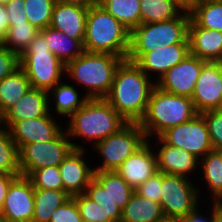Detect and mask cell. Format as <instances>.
I'll return each mask as SVG.
<instances>
[{
    "instance_id": "cell-44",
    "label": "cell",
    "mask_w": 222,
    "mask_h": 222,
    "mask_svg": "<svg viewBox=\"0 0 222 222\" xmlns=\"http://www.w3.org/2000/svg\"><path fill=\"white\" fill-rule=\"evenodd\" d=\"M19 175L21 174L0 173V212L11 182Z\"/></svg>"
},
{
    "instance_id": "cell-6",
    "label": "cell",
    "mask_w": 222,
    "mask_h": 222,
    "mask_svg": "<svg viewBox=\"0 0 222 222\" xmlns=\"http://www.w3.org/2000/svg\"><path fill=\"white\" fill-rule=\"evenodd\" d=\"M19 64L31 87L45 91L61 82L65 74V64L50 51L40 32L19 57Z\"/></svg>"
},
{
    "instance_id": "cell-52",
    "label": "cell",
    "mask_w": 222,
    "mask_h": 222,
    "mask_svg": "<svg viewBox=\"0 0 222 222\" xmlns=\"http://www.w3.org/2000/svg\"><path fill=\"white\" fill-rule=\"evenodd\" d=\"M11 0H0L1 5H6Z\"/></svg>"
},
{
    "instance_id": "cell-35",
    "label": "cell",
    "mask_w": 222,
    "mask_h": 222,
    "mask_svg": "<svg viewBox=\"0 0 222 222\" xmlns=\"http://www.w3.org/2000/svg\"><path fill=\"white\" fill-rule=\"evenodd\" d=\"M56 2L57 0H25L28 22L39 30L50 27Z\"/></svg>"
},
{
    "instance_id": "cell-42",
    "label": "cell",
    "mask_w": 222,
    "mask_h": 222,
    "mask_svg": "<svg viewBox=\"0 0 222 222\" xmlns=\"http://www.w3.org/2000/svg\"><path fill=\"white\" fill-rule=\"evenodd\" d=\"M19 67V56L0 44V81Z\"/></svg>"
},
{
    "instance_id": "cell-50",
    "label": "cell",
    "mask_w": 222,
    "mask_h": 222,
    "mask_svg": "<svg viewBox=\"0 0 222 222\" xmlns=\"http://www.w3.org/2000/svg\"><path fill=\"white\" fill-rule=\"evenodd\" d=\"M157 222H183L182 219L172 218V217H163Z\"/></svg>"
},
{
    "instance_id": "cell-23",
    "label": "cell",
    "mask_w": 222,
    "mask_h": 222,
    "mask_svg": "<svg viewBox=\"0 0 222 222\" xmlns=\"http://www.w3.org/2000/svg\"><path fill=\"white\" fill-rule=\"evenodd\" d=\"M163 217L160 203L141 197L134 191L122 210L120 222H157Z\"/></svg>"
},
{
    "instance_id": "cell-7",
    "label": "cell",
    "mask_w": 222,
    "mask_h": 222,
    "mask_svg": "<svg viewBox=\"0 0 222 222\" xmlns=\"http://www.w3.org/2000/svg\"><path fill=\"white\" fill-rule=\"evenodd\" d=\"M190 13L182 12L174 19L140 24L130 32L128 53H146L176 43H189Z\"/></svg>"
},
{
    "instance_id": "cell-39",
    "label": "cell",
    "mask_w": 222,
    "mask_h": 222,
    "mask_svg": "<svg viewBox=\"0 0 222 222\" xmlns=\"http://www.w3.org/2000/svg\"><path fill=\"white\" fill-rule=\"evenodd\" d=\"M209 132L210 140L214 150L222 149V109L208 110L201 113Z\"/></svg>"
},
{
    "instance_id": "cell-8",
    "label": "cell",
    "mask_w": 222,
    "mask_h": 222,
    "mask_svg": "<svg viewBox=\"0 0 222 222\" xmlns=\"http://www.w3.org/2000/svg\"><path fill=\"white\" fill-rule=\"evenodd\" d=\"M73 149L84 146L72 143L65 131L46 142L22 145L18 149L20 173L28 177L34 170L59 166Z\"/></svg>"
},
{
    "instance_id": "cell-46",
    "label": "cell",
    "mask_w": 222,
    "mask_h": 222,
    "mask_svg": "<svg viewBox=\"0 0 222 222\" xmlns=\"http://www.w3.org/2000/svg\"><path fill=\"white\" fill-rule=\"evenodd\" d=\"M198 206L192 211L189 212L183 219V222H213V208L210 215V218L208 219L207 217L203 216V214L201 215L199 210H198Z\"/></svg>"
},
{
    "instance_id": "cell-28",
    "label": "cell",
    "mask_w": 222,
    "mask_h": 222,
    "mask_svg": "<svg viewBox=\"0 0 222 222\" xmlns=\"http://www.w3.org/2000/svg\"><path fill=\"white\" fill-rule=\"evenodd\" d=\"M99 5L130 32L141 24L140 0H100Z\"/></svg>"
},
{
    "instance_id": "cell-13",
    "label": "cell",
    "mask_w": 222,
    "mask_h": 222,
    "mask_svg": "<svg viewBox=\"0 0 222 222\" xmlns=\"http://www.w3.org/2000/svg\"><path fill=\"white\" fill-rule=\"evenodd\" d=\"M206 62L189 53L181 62L157 78L156 86L175 95L191 97Z\"/></svg>"
},
{
    "instance_id": "cell-21",
    "label": "cell",
    "mask_w": 222,
    "mask_h": 222,
    "mask_svg": "<svg viewBox=\"0 0 222 222\" xmlns=\"http://www.w3.org/2000/svg\"><path fill=\"white\" fill-rule=\"evenodd\" d=\"M88 8L56 2L50 27L59 30L83 45Z\"/></svg>"
},
{
    "instance_id": "cell-22",
    "label": "cell",
    "mask_w": 222,
    "mask_h": 222,
    "mask_svg": "<svg viewBox=\"0 0 222 222\" xmlns=\"http://www.w3.org/2000/svg\"><path fill=\"white\" fill-rule=\"evenodd\" d=\"M157 140L162 144L156 152L158 172L187 177L200 163V159L192 153L168 145L160 137H157Z\"/></svg>"
},
{
    "instance_id": "cell-9",
    "label": "cell",
    "mask_w": 222,
    "mask_h": 222,
    "mask_svg": "<svg viewBox=\"0 0 222 222\" xmlns=\"http://www.w3.org/2000/svg\"><path fill=\"white\" fill-rule=\"evenodd\" d=\"M147 141L145 133L138 123H127L118 132L94 145L96 152L103 157L102 165L93 168L94 172L115 171Z\"/></svg>"
},
{
    "instance_id": "cell-34",
    "label": "cell",
    "mask_w": 222,
    "mask_h": 222,
    "mask_svg": "<svg viewBox=\"0 0 222 222\" xmlns=\"http://www.w3.org/2000/svg\"><path fill=\"white\" fill-rule=\"evenodd\" d=\"M0 173L21 174L18 147L9 130L0 125Z\"/></svg>"
},
{
    "instance_id": "cell-19",
    "label": "cell",
    "mask_w": 222,
    "mask_h": 222,
    "mask_svg": "<svg viewBox=\"0 0 222 222\" xmlns=\"http://www.w3.org/2000/svg\"><path fill=\"white\" fill-rule=\"evenodd\" d=\"M48 91L30 88L27 93L2 116L1 124L7 129L16 121L47 116L50 113Z\"/></svg>"
},
{
    "instance_id": "cell-16",
    "label": "cell",
    "mask_w": 222,
    "mask_h": 222,
    "mask_svg": "<svg viewBox=\"0 0 222 222\" xmlns=\"http://www.w3.org/2000/svg\"><path fill=\"white\" fill-rule=\"evenodd\" d=\"M51 113L33 119L14 122L9 132L18 149L25 144L46 142L57 137L63 130Z\"/></svg>"
},
{
    "instance_id": "cell-12",
    "label": "cell",
    "mask_w": 222,
    "mask_h": 222,
    "mask_svg": "<svg viewBox=\"0 0 222 222\" xmlns=\"http://www.w3.org/2000/svg\"><path fill=\"white\" fill-rule=\"evenodd\" d=\"M34 188L27 176L19 175L10 184L0 219L6 222H32Z\"/></svg>"
},
{
    "instance_id": "cell-30",
    "label": "cell",
    "mask_w": 222,
    "mask_h": 222,
    "mask_svg": "<svg viewBox=\"0 0 222 222\" xmlns=\"http://www.w3.org/2000/svg\"><path fill=\"white\" fill-rule=\"evenodd\" d=\"M181 13L173 0H140L141 24L174 19Z\"/></svg>"
},
{
    "instance_id": "cell-32",
    "label": "cell",
    "mask_w": 222,
    "mask_h": 222,
    "mask_svg": "<svg viewBox=\"0 0 222 222\" xmlns=\"http://www.w3.org/2000/svg\"><path fill=\"white\" fill-rule=\"evenodd\" d=\"M190 18L199 27L222 32V1L203 0L190 13Z\"/></svg>"
},
{
    "instance_id": "cell-33",
    "label": "cell",
    "mask_w": 222,
    "mask_h": 222,
    "mask_svg": "<svg viewBox=\"0 0 222 222\" xmlns=\"http://www.w3.org/2000/svg\"><path fill=\"white\" fill-rule=\"evenodd\" d=\"M38 32L39 29L29 22L9 24L6 38L2 44L20 57Z\"/></svg>"
},
{
    "instance_id": "cell-48",
    "label": "cell",
    "mask_w": 222,
    "mask_h": 222,
    "mask_svg": "<svg viewBox=\"0 0 222 222\" xmlns=\"http://www.w3.org/2000/svg\"><path fill=\"white\" fill-rule=\"evenodd\" d=\"M58 2L79 5L85 8H90L94 5L99 4L100 0H57Z\"/></svg>"
},
{
    "instance_id": "cell-51",
    "label": "cell",
    "mask_w": 222,
    "mask_h": 222,
    "mask_svg": "<svg viewBox=\"0 0 222 222\" xmlns=\"http://www.w3.org/2000/svg\"><path fill=\"white\" fill-rule=\"evenodd\" d=\"M222 210V194L213 201Z\"/></svg>"
},
{
    "instance_id": "cell-24",
    "label": "cell",
    "mask_w": 222,
    "mask_h": 222,
    "mask_svg": "<svg viewBox=\"0 0 222 222\" xmlns=\"http://www.w3.org/2000/svg\"><path fill=\"white\" fill-rule=\"evenodd\" d=\"M48 43L50 51L65 65L77 58L83 51V45L76 39L52 27L39 30Z\"/></svg>"
},
{
    "instance_id": "cell-15",
    "label": "cell",
    "mask_w": 222,
    "mask_h": 222,
    "mask_svg": "<svg viewBox=\"0 0 222 222\" xmlns=\"http://www.w3.org/2000/svg\"><path fill=\"white\" fill-rule=\"evenodd\" d=\"M190 53L189 43H176L146 53H128L127 60L134 62L148 77L163 76Z\"/></svg>"
},
{
    "instance_id": "cell-47",
    "label": "cell",
    "mask_w": 222,
    "mask_h": 222,
    "mask_svg": "<svg viewBox=\"0 0 222 222\" xmlns=\"http://www.w3.org/2000/svg\"><path fill=\"white\" fill-rule=\"evenodd\" d=\"M182 12L191 13L203 0H173Z\"/></svg>"
},
{
    "instance_id": "cell-37",
    "label": "cell",
    "mask_w": 222,
    "mask_h": 222,
    "mask_svg": "<svg viewBox=\"0 0 222 222\" xmlns=\"http://www.w3.org/2000/svg\"><path fill=\"white\" fill-rule=\"evenodd\" d=\"M85 194L102 207L106 216H109L114 222H120L122 211L113 201L109 200L107 192L94 178L87 187Z\"/></svg>"
},
{
    "instance_id": "cell-41",
    "label": "cell",
    "mask_w": 222,
    "mask_h": 222,
    "mask_svg": "<svg viewBox=\"0 0 222 222\" xmlns=\"http://www.w3.org/2000/svg\"><path fill=\"white\" fill-rule=\"evenodd\" d=\"M162 186V173L157 172L135 189L141 197L160 203Z\"/></svg>"
},
{
    "instance_id": "cell-36",
    "label": "cell",
    "mask_w": 222,
    "mask_h": 222,
    "mask_svg": "<svg viewBox=\"0 0 222 222\" xmlns=\"http://www.w3.org/2000/svg\"><path fill=\"white\" fill-rule=\"evenodd\" d=\"M28 178L34 189L63 190V183L58 166L34 170Z\"/></svg>"
},
{
    "instance_id": "cell-31",
    "label": "cell",
    "mask_w": 222,
    "mask_h": 222,
    "mask_svg": "<svg viewBox=\"0 0 222 222\" xmlns=\"http://www.w3.org/2000/svg\"><path fill=\"white\" fill-rule=\"evenodd\" d=\"M202 174L207 182L212 201L222 194V152L213 150L206 153L200 160Z\"/></svg>"
},
{
    "instance_id": "cell-3",
    "label": "cell",
    "mask_w": 222,
    "mask_h": 222,
    "mask_svg": "<svg viewBox=\"0 0 222 222\" xmlns=\"http://www.w3.org/2000/svg\"><path fill=\"white\" fill-rule=\"evenodd\" d=\"M197 114L191 97L175 95L155 86L138 124L150 140V137H159L167 129L183 124Z\"/></svg>"
},
{
    "instance_id": "cell-25",
    "label": "cell",
    "mask_w": 222,
    "mask_h": 222,
    "mask_svg": "<svg viewBox=\"0 0 222 222\" xmlns=\"http://www.w3.org/2000/svg\"><path fill=\"white\" fill-rule=\"evenodd\" d=\"M31 88L26 73L19 67L0 81V116L17 103Z\"/></svg>"
},
{
    "instance_id": "cell-10",
    "label": "cell",
    "mask_w": 222,
    "mask_h": 222,
    "mask_svg": "<svg viewBox=\"0 0 222 222\" xmlns=\"http://www.w3.org/2000/svg\"><path fill=\"white\" fill-rule=\"evenodd\" d=\"M198 191L188 177L162 173L160 204L164 216L183 219L198 206Z\"/></svg>"
},
{
    "instance_id": "cell-27",
    "label": "cell",
    "mask_w": 222,
    "mask_h": 222,
    "mask_svg": "<svg viewBox=\"0 0 222 222\" xmlns=\"http://www.w3.org/2000/svg\"><path fill=\"white\" fill-rule=\"evenodd\" d=\"M71 196L63 190L34 189V215L32 222H50L55 209Z\"/></svg>"
},
{
    "instance_id": "cell-45",
    "label": "cell",
    "mask_w": 222,
    "mask_h": 222,
    "mask_svg": "<svg viewBox=\"0 0 222 222\" xmlns=\"http://www.w3.org/2000/svg\"><path fill=\"white\" fill-rule=\"evenodd\" d=\"M9 28V15L5 5L0 4V44L6 38L7 32Z\"/></svg>"
},
{
    "instance_id": "cell-49",
    "label": "cell",
    "mask_w": 222,
    "mask_h": 222,
    "mask_svg": "<svg viewBox=\"0 0 222 222\" xmlns=\"http://www.w3.org/2000/svg\"><path fill=\"white\" fill-rule=\"evenodd\" d=\"M213 205V222H222V210L216 206L214 202Z\"/></svg>"
},
{
    "instance_id": "cell-17",
    "label": "cell",
    "mask_w": 222,
    "mask_h": 222,
    "mask_svg": "<svg viewBox=\"0 0 222 222\" xmlns=\"http://www.w3.org/2000/svg\"><path fill=\"white\" fill-rule=\"evenodd\" d=\"M84 149H73L59 164L60 176L63 183V191L71 197L86 192L94 177V169L89 167L83 158Z\"/></svg>"
},
{
    "instance_id": "cell-18",
    "label": "cell",
    "mask_w": 222,
    "mask_h": 222,
    "mask_svg": "<svg viewBox=\"0 0 222 222\" xmlns=\"http://www.w3.org/2000/svg\"><path fill=\"white\" fill-rule=\"evenodd\" d=\"M148 140L115 171L135 190L158 172L156 153Z\"/></svg>"
},
{
    "instance_id": "cell-14",
    "label": "cell",
    "mask_w": 222,
    "mask_h": 222,
    "mask_svg": "<svg viewBox=\"0 0 222 222\" xmlns=\"http://www.w3.org/2000/svg\"><path fill=\"white\" fill-rule=\"evenodd\" d=\"M191 99L198 113L222 109V62L203 65Z\"/></svg>"
},
{
    "instance_id": "cell-29",
    "label": "cell",
    "mask_w": 222,
    "mask_h": 222,
    "mask_svg": "<svg viewBox=\"0 0 222 222\" xmlns=\"http://www.w3.org/2000/svg\"><path fill=\"white\" fill-rule=\"evenodd\" d=\"M52 93V94H51ZM48 95H53L57 114L70 117L81 108L89 99L86 95L81 98L74 86L66 82H59L48 91Z\"/></svg>"
},
{
    "instance_id": "cell-11",
    "label": "cell",
    "mask_w": 222,
    "mask_h": 222,
    "mask_svg": "<svg viewBox=\"0 0 222 222\" xmlns=\"http://www.w3.org/2000/svg\"><path fill=\"white\" fill-rule=\"evenodd\" d=\"M159 137L166 144L180 147L199 159L214 150L206 120L201 113L183 124L167 129Z\"/></svg>"
},
{
    "instance_id": "cell-5",
    "label": "cell",
    "mask_w": 222,
    "mask_h": 222,
    "mask_svg": "<svg viewBox=\"0 0 222 222\" xmlns=\"http://www.w3.org/2000/svg\"><path fill=\"white\" fill-rule=\"evenodd\" d=\"M130 47V31L99 4L88 8L83 49L109 53L124 59Z\"/></svg>"
},
{
    "instance_id": "cell-4",
    "label": "cell",
    "mask_w": 222,
    "mask_h": 222,
    "mask_svg": "<svg viewBox=\"0 0 222 222\" xmlns=\"http://www.w3.org/2000/svg\"><path fill=\"white\" fill-rule=\"evenodd\" d=\"M69 118L68 129H65L68 137L87 139L93 146L128 123L105 98L88 99Z\"/></svg>"
},
{
    "instance_id": "cell-20",
    "label": "cell",
    "mask_w": 222,
    "mask_h": 222,
    "mask_svg": "<svg viewBox=\"0 0 222 222\" xmlns=\"http://www.w3.org/2000/svg\"><path fill=\"white\" fill-rule=\"evenodd\" d=\"M190 54L205 61L222 62V32L199 27L192 19L188 28Z\"/></svg>"
},
{
    "instance_id": "cell-26",
    "label": "cell",
    "mask_w": 222,
    "mask_h": 222,
    "mask_svg": "<svg viewBox=\"0 0 222 222\" xmlns=\"http://www.w3.org/2000/svg\"><path fill=\"white\" fill-rule=\"evenodd\" d=\"M93 178L107 192L109 200L113 201L121 211L135 191L116 171L94 172Z\"/></svg>"
},
{
    "instance_id": "cell-40",
    "label": "cell",
    "mask_w": 222,
    "mask_h": 222,
    "mask_svg": "<svg viewBox=\"0 0 222 222\" xmlns=\"http://www.w3.org/2000/svg\"><path fill=\"white\" fill-rule=\"evenodd\" d=\"M50 222H83L78 205L73 197L55 209Z\"/></svg>"
},
{
    "instance_id": "cell-1",
    "label": "cell",
    "mask_w": 222,
    "mask_h": 222,
    "mask_svg": "<svg viewBox=\"0 0 222 222\" xmlns=\"http://www.w3.org/2000/svg\"><path fill=\"white\" fill-rule=\"evenodd\" d=\"M156 86L134 62L124 59L117 67L112 88L105 98L128 122L139 123Z\"/></svg>"
},
{
    "instance_id": "cell-43",
    "label": "cell",
    "mask_w": 222,
    "mask_h": 222,
    "mask_svg": "<svg viewBox=\"0 0 222 222\" xmlns=\"http://www.w3.org/2000/svg\"><path fill=\"white\" fill-rule=\"evenodd\" d=\"M24 3L25 0H11L5 5L9 15V24L28 22Z\"/></svg>"
},
{
    "instance_id": "cell-38",
    "label": "cell",
    "mask_w": 222,
    "mask_h": 222,
    "mask_svg": "<svg viewBox=\"0 0 222 222\" xmlns=\"http://www.w3.org/2000/svg\"><path fill=\"white\" fill-rule=\"evenodd\" d=\"M76 201L83 222H114L95 201L85 193L72 196Z\"/></svg>"
},
{
    "instance_id": "cell-2",
    "label": "cell",
    "mask_w": 222,
    "mask_h": 222,
    "mask_svg": "<svg viewBox=\"0 0 222 222\" xmlns=\"http://www.w3.org/2000/svg\"><path fill=\"white\" fill-rule=\"evenodd\" d=\"M124 58L109 54L83 51L65 65V74L82 86L89 99L106 98L112 88L117 67Z\"/></svg>"
}]
</instances>
